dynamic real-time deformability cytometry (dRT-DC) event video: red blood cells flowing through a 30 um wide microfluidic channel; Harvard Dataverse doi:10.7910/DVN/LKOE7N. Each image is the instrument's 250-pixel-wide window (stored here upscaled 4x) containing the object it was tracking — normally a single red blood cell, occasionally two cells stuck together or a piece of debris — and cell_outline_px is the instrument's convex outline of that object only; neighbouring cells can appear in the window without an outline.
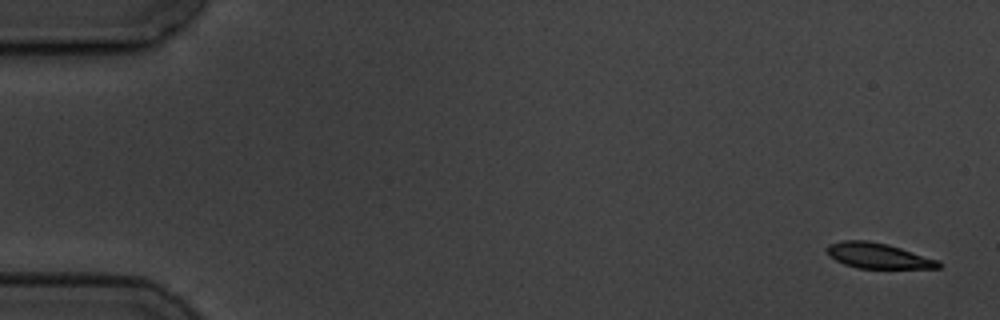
{"species": "common noctule bat (a hibernating species)", "species_latin": "Nyctalus noctula", "temperature_condition": "cold", "stored_images_in_passage": 5, "camera_frame_rate_fps": 3000, "um_per_image_px": 0.085, "animal": {"sex": "male", "body_mass_g": 19.5, "forearm_length_mm": 54.6}, "frame": {"image": 1, "passage_image": 1, "time_ms": 0.0, "image_size_px": [1000, 320], "cell_outline_px": [[940, 268], [856, 268], [844, 264], [828, 256], [828, 244], [844, 240], [868, 240], [888, 244], [940, 260]], "centroid_in_image_um": [74.64, 21.73], "position_along_channel_um": 10.4, "area_um2": 16.53}}